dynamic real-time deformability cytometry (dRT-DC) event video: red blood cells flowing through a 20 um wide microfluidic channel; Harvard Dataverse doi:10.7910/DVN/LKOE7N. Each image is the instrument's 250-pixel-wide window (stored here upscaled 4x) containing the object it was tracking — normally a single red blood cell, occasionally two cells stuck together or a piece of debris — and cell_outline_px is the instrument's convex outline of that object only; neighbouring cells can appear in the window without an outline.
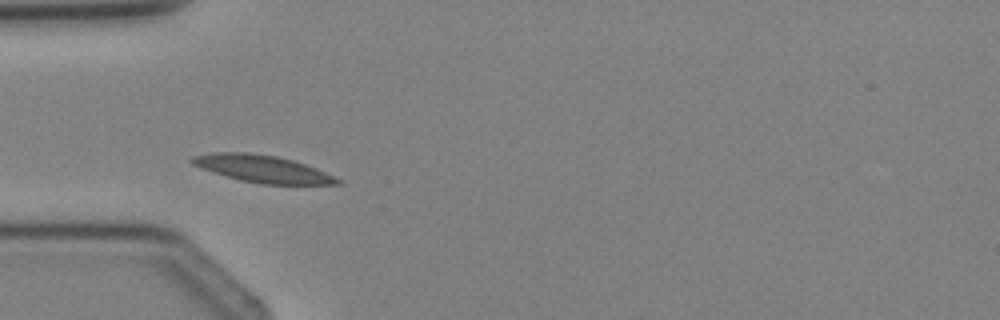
{"species": "Egyptian fruit bat (a non-hibernating species)", "species_latin": "Rousettus aegyptiacus", "temperature_condition": "cold", "stored_images_in_passage": 2, "camera_frame_rate_fps": 3000, "um_per_image_px": 0.085, "animal": {"sex": "female"}, "frame": {"image": 1, "passage_image": 1, "time_ms": 0.0, "image_size_px": [1000, 320], "cell_outline_px": [[344, 184], [260, 184], [240, 180], [200, 168], [192, 164], [188, 160], [192, 156], [212, 152], [248, 152], [276, 156], [292, 160], [316, 168], [344, 180]], "centroid_in_image_um": [22.31, 14.35], "position_along_channel_um": 62.7, "area_um2": 23.12}}
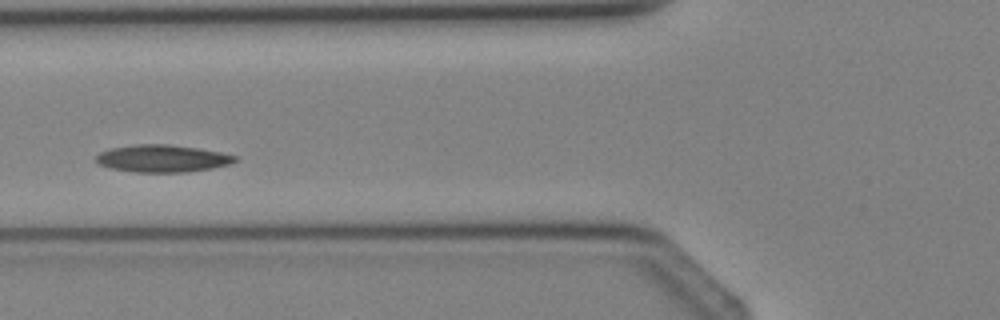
{"frame": {"image": 2, "passage_image": 2, "time_ms": 1.0, "image_size_px": [1000, 320], "cell_outline_px": [[236, 160], [228, 164], [212, 168], [184, 172], [136, 172], [112, 168], [100, 164], [96, 160], [96, 156], [100, 152], [112, 148], [136, 144], [168, 144], [196, 148], [220, 152], [236, 156]], "centroid_in_image_um": [13.79, 13.46], "position_along_channel_um": 112.0, "area_um2": 21.73}}